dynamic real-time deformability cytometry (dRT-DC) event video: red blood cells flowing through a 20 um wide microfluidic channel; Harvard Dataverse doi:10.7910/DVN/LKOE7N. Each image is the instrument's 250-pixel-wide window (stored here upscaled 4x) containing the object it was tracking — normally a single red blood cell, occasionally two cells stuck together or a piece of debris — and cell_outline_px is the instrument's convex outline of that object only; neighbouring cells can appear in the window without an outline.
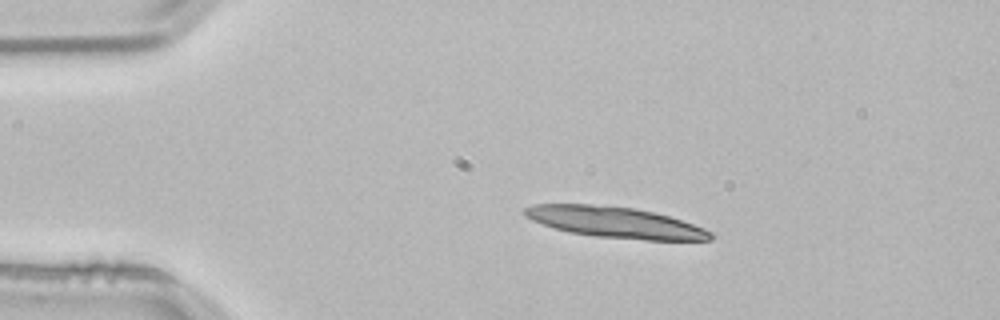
{"species": "common noctule bat (a hibernating species)", "species_latin": "Nyctalus noctula", "temperature_condition": "room temperature", "stored_images_in_passage": 51, "camera_frame_rate_fps": 3000, "um_per_image_px": 0.085, "animal": {"sex": "male", "body_mass_g": 21.5, "forearm_length_mm": 52.0}, "frame": {"image": 1, "passage_image": 8, "time_ms": 2.333, "image_size_px": [1000, 320], "cell_outline_px": [[712, 240], [644, 240], [596, 236], [568, 232], [532, 220], [524, 216], [524, 208], [532, 204], [588, 204], [632, 208], [652, 212], [668, 216], [704, 228], [712, 232]], "centroid_in_image_um": [52.27, 18.9], "position_along_channel_um": 32.7, "area_um2": 33.12}}
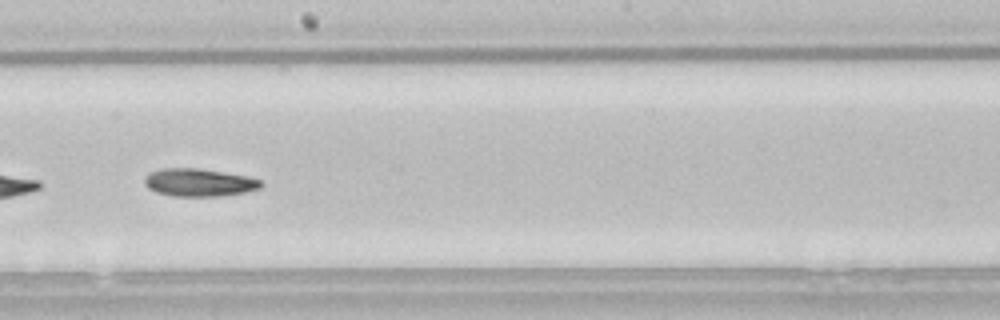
{"frame": {"image": 2, "passage_image": 28, "time_ms": 9.0, "image_size_px": [1000, 320], "cell_outline_px": [[264, 184], [260, 188], [244, 192], [220, 196], [172, 196], [156, 192], [148, 188], [144, 184], [144, 180], [152, 172], [164, 168], [196, 168], [244, 176], [260, 180]], "centroid_in_image_um": [16.9, 15.52], "position_along_channel_um": 231.3, "area_um2": 18.5}}
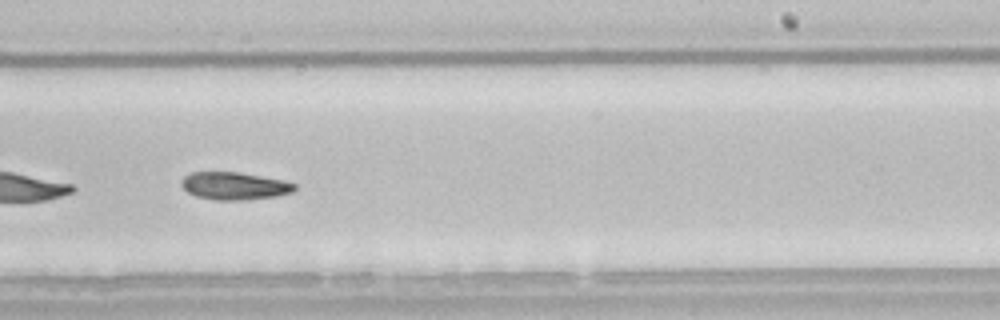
{"frame": {"image": 3, "passage_image": 31, "time_ms": 10.0, "image_size_px": [1000, 320], "cell_outline_px": [[296, 188], [292, 192], [276, 196], [248, 200], [216, 200], [196, 196], [188, 192], [180, 184], [180, 180], [184, 176], [192, 172], [240, 172], [284, 180], [296, 184]], "centroid_in_image_um": [19.92, 15.8], "position_along_channel_um": 269.1, "area_um2": 18.32}, "authors_computed_cell_mechanics": {"area_um2": 19.074, "velocity_mm_per_s": 3.8118, "shape_relaxation_time_tau1_ms": 6.7348, "shape_relaxation_time_tau2_ms": null, "deformation_change_tau1": 0.1561, "deformation_change_tau2": null}}